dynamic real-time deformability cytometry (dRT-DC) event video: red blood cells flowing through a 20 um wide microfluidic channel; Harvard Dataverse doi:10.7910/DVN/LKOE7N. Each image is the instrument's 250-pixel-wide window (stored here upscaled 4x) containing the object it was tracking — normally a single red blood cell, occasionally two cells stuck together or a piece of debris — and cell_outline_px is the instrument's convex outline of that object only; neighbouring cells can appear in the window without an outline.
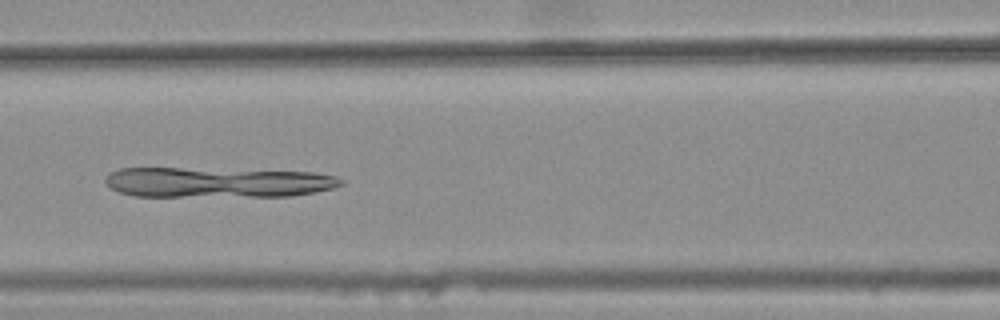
{"species": "common noctule bat (a hibernating species)", "species_latin": "Nyctalus noctula", "temperature_condition": "warm", "stored_images_in_passage": 5, "camera_frame_rate_fps": 3000, "um_per_image_px": 0.085, "animal": {"sex": "female", "body_mass_g": 25.1}, "frame": {"image": 1, "passage_image": 5, "time_ms": 1.333, "image_size_px": [1000, 320], "cell_outline_px": [[344, 184], [332, 188], [312, 192], [288, 196], [132, 196], [120, 192], [104, 184], [104, 180], [112, 172], [120, 168], [180, 168], [312, 172], [336, 176], [344, 180]], "centroid_in_image_um": [18.46, 15.5], "position_along_channel_um": 148.1, "area_um2": 41.27}}